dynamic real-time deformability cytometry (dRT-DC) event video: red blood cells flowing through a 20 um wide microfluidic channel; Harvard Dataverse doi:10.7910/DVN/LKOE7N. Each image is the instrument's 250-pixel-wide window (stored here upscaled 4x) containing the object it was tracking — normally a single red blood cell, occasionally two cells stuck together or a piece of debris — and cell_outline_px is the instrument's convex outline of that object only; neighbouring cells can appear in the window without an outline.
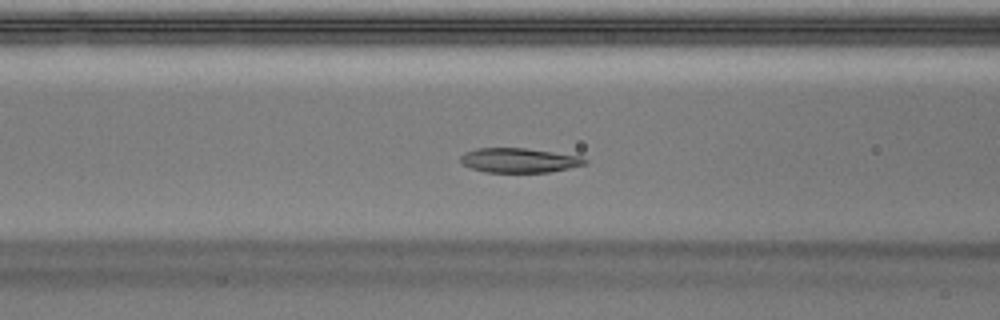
{"species": "Egyptian fruit bat (a non-hibernating species)", "species_latin": "Rousettus aegyptiacus", "temperature_condition": "warm", "stored_images_in_passage": 35, "camera_frame_rate_fps": 3000, "um_per_image_px": 0.085, "animal": {"sex": "male"}, "frame": {"image": 1, "passage_image": 5, "time_ms": 1.333, "image_size_px": [1000, 320], "cell_outline_px": [[588, 164], [548, 172], [484, 172], [472, 168], [464, 164], [460, 160], [460, 156], [464, 152], [476, 148], [524, 148], [580, 156], [588, 160]], "centroid_in_image_um": [44.12, 13.62], "position_along_channel_um": 122.5, "area_um2": 17.69}}
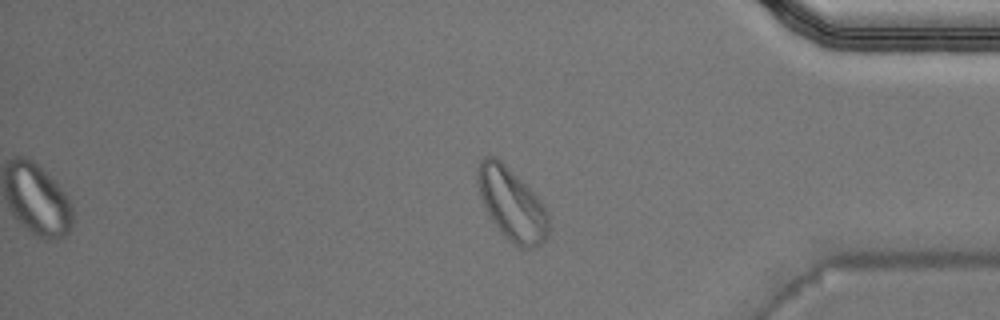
{"frame": {"image": 2, "passage_image": 27, "time_ms": 8.667, "image_size_px": [1000, 320], "cell_outline_px": [[548, 232], [544, 240], [540, 244], [532, 248], [520, 248], [508, 240], [504, 236], [492, 220], [484, 208], [480, 196], [476, 172], [480, 160], [484, 156], [496, 156], [540, 200], [548, 212]], "centroid_in_image_um": [43.47, 17.36], "position_along_channel_um": 391.7, "area_um2": 29.48}}
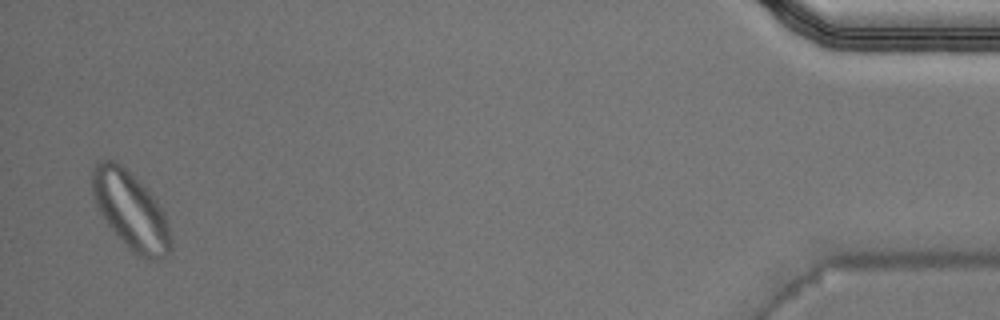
{"frame": {"image": 3, "passage_image": 34, "time_ms": 11.0, "image_size_px": [1000, 320], "cell_outline_px": [[172, 248], [160, 260], [144, 260], [132, 252], [128, 248], [104, 220], [96, 204], [92, 192], [92, 168], [96, 160], [112, 160], [120, 164], [156, 200], [164, 212], [172, 240]], "centroid_in_image_um": [11.1, 17.93], "position_along_channel_um": 424.1, "area_um2": 35.14}, "authors_computed_cell_mechanics": {"area_um2": 18.5538, "velocity_mm_per_s": 3.9673, "shape_relaxation_time_tau1_ms": 4.3359, "shape_relaxation_time_tau2_ms": 3.4721, "deformation_change_tau1": 0.1448, "deformation_change_tau2": 0.0606}}